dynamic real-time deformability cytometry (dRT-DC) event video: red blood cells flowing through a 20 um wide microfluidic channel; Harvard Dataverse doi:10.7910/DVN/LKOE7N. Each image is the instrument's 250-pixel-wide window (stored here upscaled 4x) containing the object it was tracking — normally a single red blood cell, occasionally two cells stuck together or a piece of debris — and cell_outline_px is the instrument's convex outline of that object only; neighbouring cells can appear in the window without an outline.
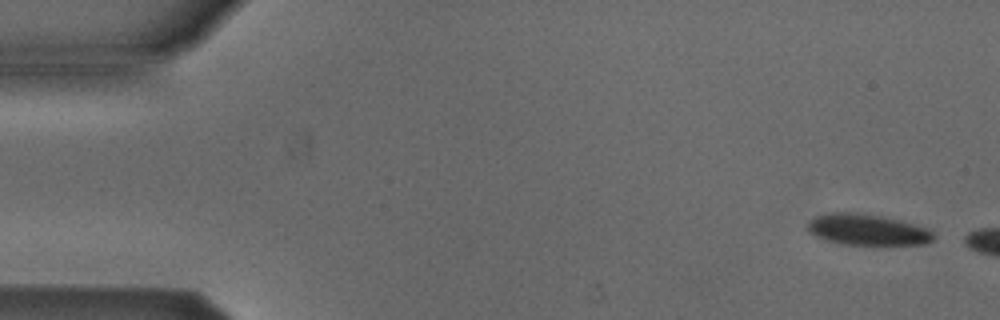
{"species": "Egyptian fruit bat (a non-hibernating species)", "species_latin": "Rousettus aegyptiacus", "temperature_condition": "cold", "stored_images_in_passage": 3, "camera_frame_rate_fps": 3000, "um_per_image_px": 0.085, "animal": {"sex": "male"}, "frame": {"image": 1, "passage_image": 1, "time_ms": 0.0, "image_size_px": [1000, 320], "cell_outline_px": [[932, 240], [924, 244], [848, 244], [828, 240], [812, 232], [808, 228], [808, 224], [816, 216], [832, 212], [856, 212], [880, 216], [900, 220], [928, 228], [932, 232]], "centroid_in_image_um": [73.77, 19.5], "position_along_channel_um": 11.2, "area_um2": 22.08}}